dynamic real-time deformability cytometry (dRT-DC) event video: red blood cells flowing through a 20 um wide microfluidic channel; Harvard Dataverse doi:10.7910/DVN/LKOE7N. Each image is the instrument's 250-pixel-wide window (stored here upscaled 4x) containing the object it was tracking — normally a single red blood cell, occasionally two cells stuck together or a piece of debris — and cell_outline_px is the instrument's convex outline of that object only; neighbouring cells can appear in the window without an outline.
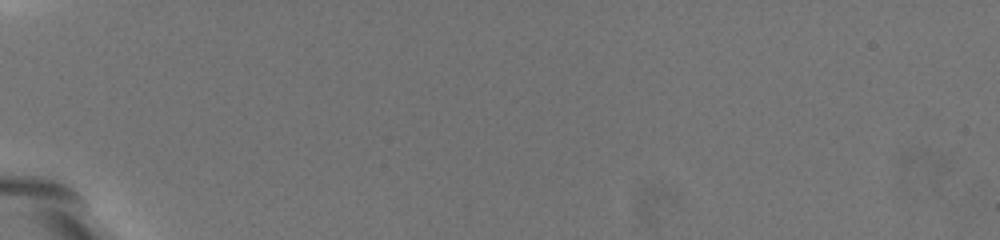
{"species": "common noctule bat (a hibernating species)", "species_latin": "Nyctalus noctula", "temperature_condition": "warm", "stored_images_in_passage": 2, "segment_of_instrument_passage": [1, 2], "camera_frame_rate_fps": 3000, "um_per_image_px": 0.085, "animal": {"sex": "female", "body_mass_g": 19.5, "forearm_length_mm": 54.1}, "frame": {"image": 1, "passage_image": 1, "time_ms": 0.0, "image_size_px": [1000, 240], "cell_outline_px": [[172, 108], [160, 116], [140, 108], [100, 64], [92, 44], [100, 44], [136, 64]], "centroid_in_image_um": [11.23, 6.87], "position_along_channel_um": 73.8, "area_um2": 14.91}}